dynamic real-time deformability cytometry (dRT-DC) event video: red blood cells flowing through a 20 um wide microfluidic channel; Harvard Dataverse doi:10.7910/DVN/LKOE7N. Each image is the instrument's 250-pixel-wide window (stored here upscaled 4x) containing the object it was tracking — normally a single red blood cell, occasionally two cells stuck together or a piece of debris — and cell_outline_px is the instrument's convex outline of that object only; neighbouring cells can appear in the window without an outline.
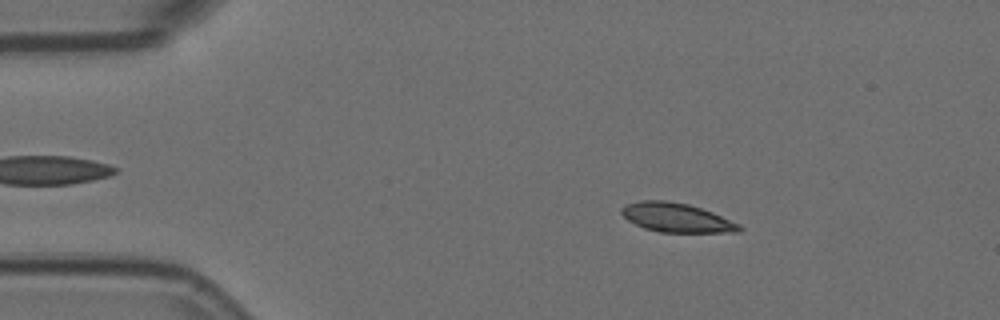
{"species": "Egyptian fruit bat (a non-hibernating species)", "species_latin": "Rousettus aegyptiacus", "temperature_condition": "room temperature", "stored_images_in_passage": 4, "camera_frame_rate_fps": 3000, "um_per_image_px": 0.085, "animal": {"sex": "female"}, "frame": {"image": 1, "passage_image": 2, "time_ms": 0.333, "image_size_px": [1000, 320], "cell_outline_px": [[744, 228], [740, 232], [660, 232], [644, 228], [628, 220], [620, 212], [620, 208], [628, 204], [640, 200], [664, 200], [688, 204], [712, 212], [740, 224]], "centroid_in_image_um": [57.51, 18.5], "position_along_channel_um": 27.5, "area_um2": 19.88}}